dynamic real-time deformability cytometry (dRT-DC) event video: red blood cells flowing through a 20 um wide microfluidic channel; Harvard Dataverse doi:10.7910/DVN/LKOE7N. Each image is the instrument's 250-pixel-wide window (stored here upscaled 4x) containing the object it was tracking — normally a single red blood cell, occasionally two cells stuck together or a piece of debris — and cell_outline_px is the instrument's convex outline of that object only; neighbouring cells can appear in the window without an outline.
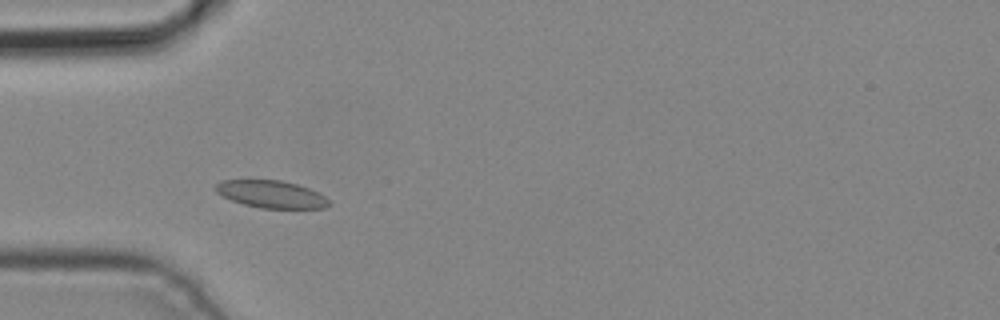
{"species": "common noctule bat (a hibernating species)", "species_latin": "Nyctalus noctula", "temperature_condition": "cold", "stored_images_in_passage": 5, "camera_frame_rate_fps": 3000, "um_per_image_px": 0.085, "animal": {"sex": "male", "body_mass_g": 19.2, "forearm_length_mm": 51.8}, "frame": {"image": 1, "passage_image": 3, "time_ms": 0.667, "image_size_px": [1000, 320], "cell_outline_px": [[332, 204], [324, 208], [260, 208], [244, 204], [232, 200], [216, 192], [216, 184], [220, 180], [280, 180], [296, 184], [320, 192]], "centroid_in_image_um": [23.08, 16.51], "position_along_channel_um": 61.9, "area_um2": 17.98}}
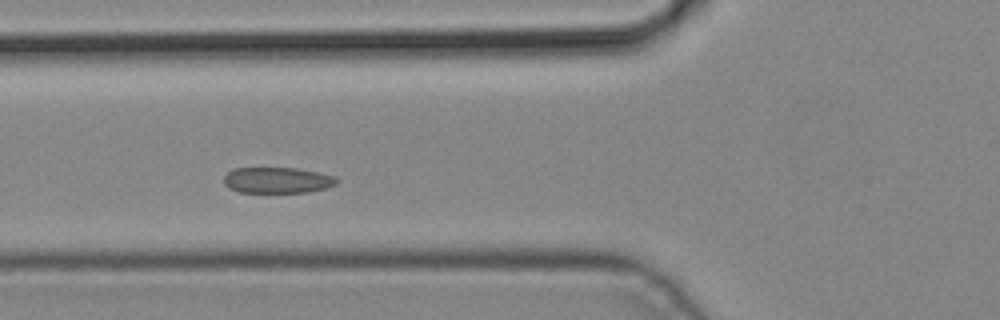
{"frame": {"image": 2, "passage_image": 4, "time_ms": 1.0, "image_size_px": [1000, 320], "cell_outline_px": [[340, 180], [336, 184], [328, 188], [308, 192], [240, 192], [228, 188], [224, 184], [224, 176], [232, 168], [296, 168], [336, 176]], "centroid_in_image_um": [23.59, 15.32], "position_along_channel_um": 102.2, "area_um2": 17.17}}
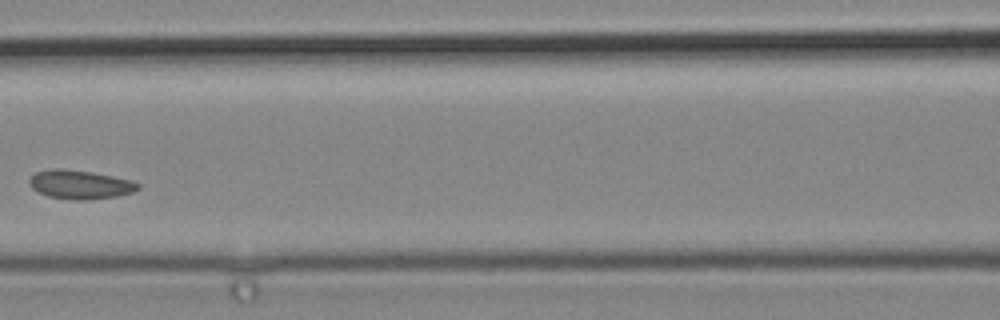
{"frame": {"image": 3, "passage_image": 5, "time_ms": 1.333, "image_size_px": [1000, 320], "cell_outline_px": [[140, 188], [132, 192], [116, 196], [92, 200], [72, 200], [48, 196], [32, 188], [28, 184], [28, 180], [36, 172], [52, 168], [64, 168], [92, 172], [132, 180], [140, 184]], "centroid_in_image_um": [6.8, 15.68], "position_along_channel_um": 159.8, "area_um2": 18.38}}